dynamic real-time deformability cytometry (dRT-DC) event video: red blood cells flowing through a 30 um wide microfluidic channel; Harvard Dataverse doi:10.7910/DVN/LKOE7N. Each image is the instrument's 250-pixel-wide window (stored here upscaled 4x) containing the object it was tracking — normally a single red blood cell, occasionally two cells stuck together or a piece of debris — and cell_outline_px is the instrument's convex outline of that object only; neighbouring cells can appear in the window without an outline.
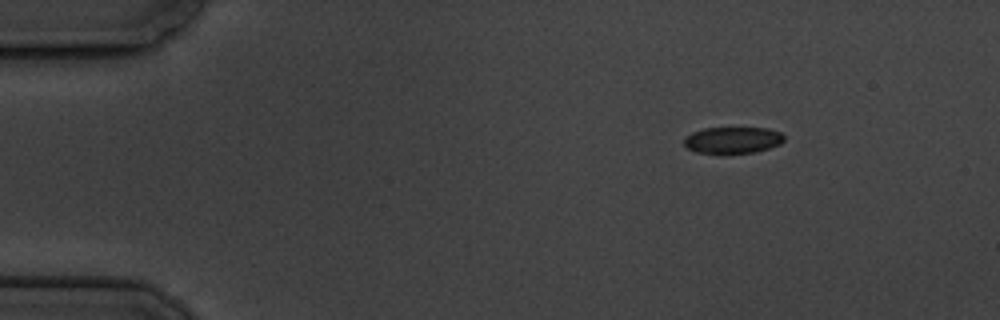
{"species": "common noctule bat (a hibernating species)", "species_latin": "Nyctalus noctula", "temperature_condition": "cold", "stored_images_in_passage": 5, "segment_of_instrument_passage": [2, 2], "camera_frame_rate_fps": 3000, "um_per_image_px": 0.085, "animal": {"sex": "male", "body_mass_g": 19.5, "forearm_length_mm": 54.6}, "frame": {"image": 1, "passage_image": 5, "time_ms": 5.333, "image_size_px": [1000, 320], "cell_outline_px": [[784, 140], [780, 144], [756, 152], [696, 152], [688, 148], [684, 144], [684, 136], [692, 132], [704, 128], [768, 128], [780, 132], [784, 136]], "centroid_in_image_um": [62.28, 11.88], "position_along_channel_um": 22.7, "area_um2": 15.2}}